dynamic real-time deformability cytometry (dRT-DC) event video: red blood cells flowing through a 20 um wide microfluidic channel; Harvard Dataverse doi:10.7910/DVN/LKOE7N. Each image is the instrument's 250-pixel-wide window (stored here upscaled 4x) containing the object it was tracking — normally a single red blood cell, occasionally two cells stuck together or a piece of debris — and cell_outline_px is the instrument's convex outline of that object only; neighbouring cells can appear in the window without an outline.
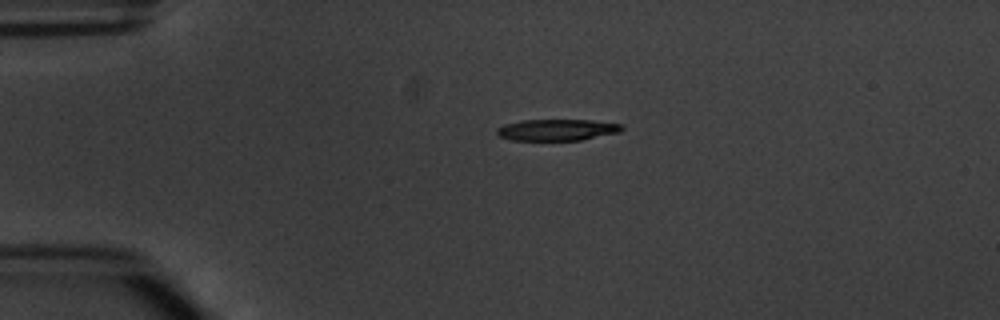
{"species": "common noctule bat (a hibernating species)", "species_latin": "Nyctalus noctula", "temperature_condition": "warm", "stored_images_in_passage": 2, "camera_frame_rate_fps": 3000, "um_per_image_px": 0.085, "animal": {"sex": "male", "body_mass_g": 20.1, "forearm_length_mm": 53.5}, "frame": {"image": 1, "passage_image": 1, "time_ms": 0.0, "image_size_px": [1000, 320], "cell_outline_px": [[624, 128], [620, 132], [580, 140], [512, 140], [496, 136], [496, 128], [504, 124], [524, 120], [592, 120], [624, 124]], "centroid_in_image_um": [47.34, 11.03], "position_along_channel_um": 37.7, "area_um2": 15.72}}